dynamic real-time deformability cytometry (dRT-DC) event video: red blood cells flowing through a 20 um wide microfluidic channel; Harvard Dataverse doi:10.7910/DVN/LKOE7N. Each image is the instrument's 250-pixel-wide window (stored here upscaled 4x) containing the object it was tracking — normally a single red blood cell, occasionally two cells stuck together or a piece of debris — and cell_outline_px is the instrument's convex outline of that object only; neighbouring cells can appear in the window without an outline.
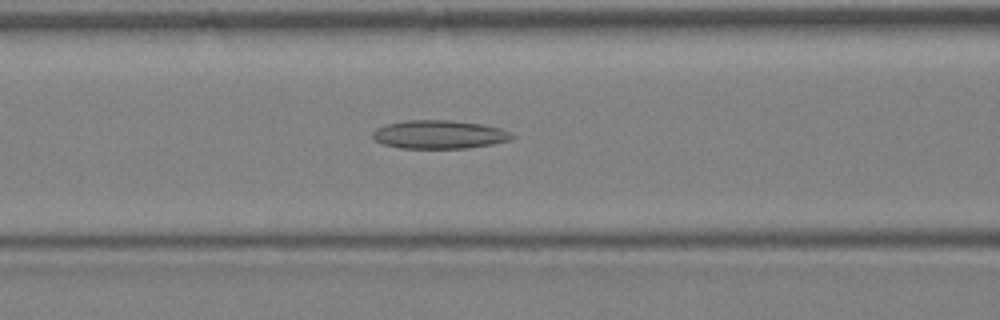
{"species": "Egyptian fruit bat (a non-hibernating species)", "species_latin": "Rousettus aegyptiacus", "temperature_condition": "warm", "stored_images_in_passage": 27, "camera_frame_rate_fps": 3000, "um_per_image_px": 0.085, "animal": {"sex": "female"}, "frame": {"image": 1, "passage_image": 7, "time_ms": 2.0, "image_size_px": [1000, 320], "cell_outline_px": [[516, 136], [508, 140], [492, 144], [464, 148], [400, 148], [384, 144], [376, 140], [372, 136], [372, 132], [376, 128], [388, 124], [404, 120], [448, 120], [480, 124], [500, 128], [512, 132]], "centroid_in_image_um": [37.33, 11.43], "position_along_channel_um": 129.3, "area_um2": 22.95}}
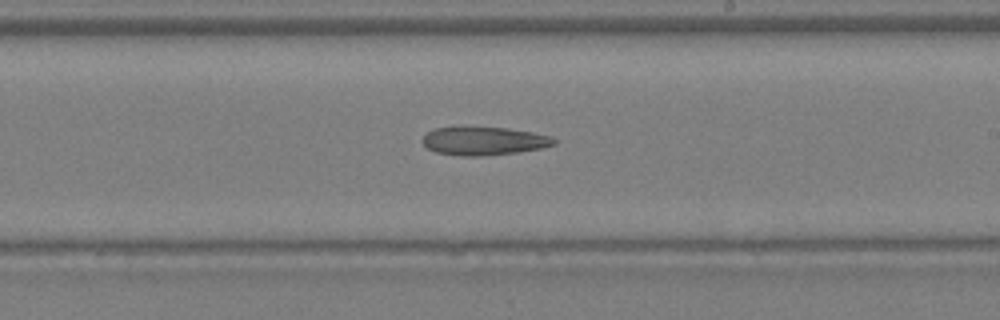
{"frame": {"image": 2, "passage_image": 13, "time_ms": 4.0, "image_size_px": [1000, 320], "cell_outline_px": [[556, 144], [540, 148], [520, 152], [480, 156], [464, 156], [436, 152], [428, 148], [420, 140], [432, 128], [508, 128], [532, 132], [552, 136], [556, 140]], "centroid_in_image_um": [41.15, 11.99], "position_along_channel_um": 247.8, "area_um2": 21.44}}
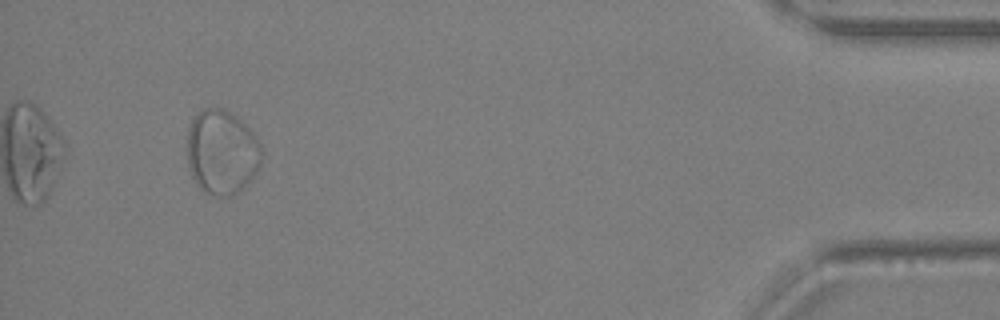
{"frame": {"image": 3, "passage_image": 25, "time_ms": 8.0, "image_size_px": [1000, 320], "cell_outline_px": [[264, 156], [260, 168], [240, 192], [232, 196], [216, 196], [204, 192], [196, 184], [192, 176], [188, 164], [188, 128], [192, 120], [204, 108], [224, 108], [232, 112], [256, 136], [264, 152]], "centroid_in_image_um": [18.89, 12.95], "position_along_channel_um": 416.3, "area_um2": 37.11}}